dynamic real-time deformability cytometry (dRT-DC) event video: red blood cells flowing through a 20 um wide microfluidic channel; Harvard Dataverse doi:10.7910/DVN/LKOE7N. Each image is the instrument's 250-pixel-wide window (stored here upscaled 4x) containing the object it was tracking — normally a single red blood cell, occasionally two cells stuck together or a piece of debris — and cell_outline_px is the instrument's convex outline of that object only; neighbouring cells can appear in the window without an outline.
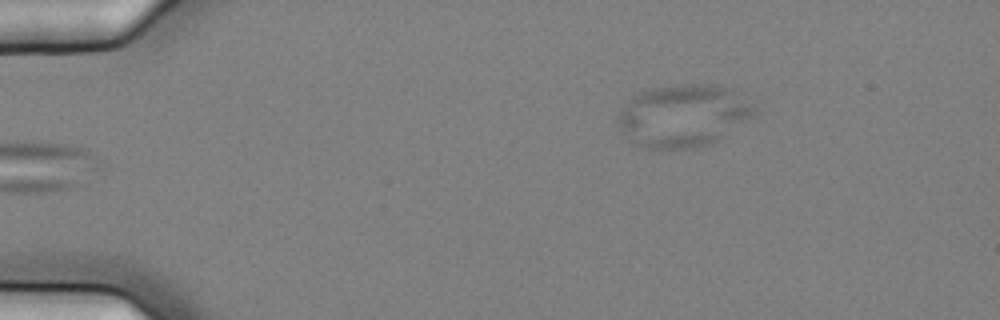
{"species": "common noctule bat (a hibernating species)", "species_latin": "Nyctalus noctula", "temperature_condition": "cold", "stored_images_in_passage": 6, "camera_frame_rate_fps": 3000, "um_per_image_px": 0.085, "animal": {"sex": "female", "body_mass_g": 25.1}, "frame": {"image": 1, "passage_image": 6, "time_ms": 1.667, "image_size_px": [1000, 320], "cell_outline_px": [[756, 112], [716, 140], [708, 144], [692, 148], [648, 148], [636, 144], [620, 128], [616, 120], [616, 116], [628, 100], [640, 92], [652, 88], [684, 84], [716, 84], [732, 88], [756, 104]], "centroid_in_image_um": [58.08, 9.79], "position_along_channel_um": 26.9, "area_um2": 49.13}}